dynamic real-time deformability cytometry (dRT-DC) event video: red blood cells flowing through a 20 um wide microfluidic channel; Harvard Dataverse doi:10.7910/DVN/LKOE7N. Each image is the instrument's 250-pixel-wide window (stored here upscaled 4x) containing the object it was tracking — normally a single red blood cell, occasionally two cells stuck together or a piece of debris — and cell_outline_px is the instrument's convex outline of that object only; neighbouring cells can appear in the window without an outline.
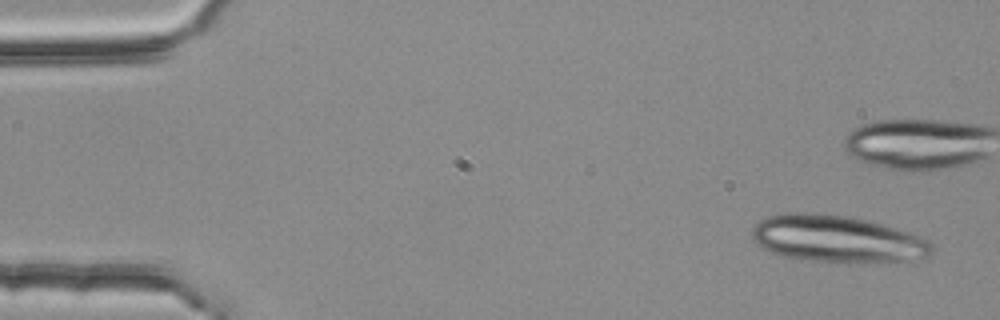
{"species": "common noctule bat (a hibernating species)", "species_latin": "Nyctalus noctula", "temperature_condition": "room temperature", "stored_images_in_passage": 5, "camera_frame_rate_fps": 3000, "um_per_image_px": 0.085, "animal": {"sex": "female", "body_mass_g": 25.1}, "frame": {"image": 1, "passage_image": 1, "time_ms": 0.0, "image_size_px": [1000, 320], "cell_outline_px": [[932, 252], [928, 256], [896, 264], [888, 264], [800, 260], [784, 256], [772, 252], [764, 248], [752, 240], [752, 228], [760, 220], [768, 216], [788, 212], [804, 212], [844, 216], [868, 220], [884, 224], [908, 232], [928, 240], [932, 244]], "centroid_in_image_um": [71.2, 20.34], "position_along_channel_um": 13.8, "area_um2": 49.82}}